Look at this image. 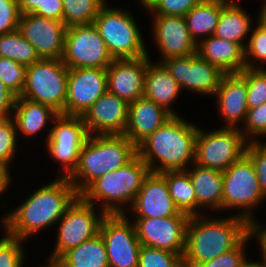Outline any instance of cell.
<instances>
[{
	"instance_id": "6da1fadb",
	"label": "cell",
	"mask_w": 266,
	"mask_h": 267,
	"mask_svg": "<svg viewBox=\"0 0 266 267\" xmlns=\"http://www.w3.org/2000/svg\"><path fill=\"white\" fill-rule=\"evenodd\" d=\"M32 193L16 209L5 214L2 220L4 232L23 241H27L36 232L57 224L80 196L70 180L62 176Z\"/></svg>"
},
{
	"instance_id": "7a4b0ae2",
	"label": "cell",
	"mask_w": 266,
	"mask_h": 267,
	"mask_svg": "<svg viewBox=\"0 0 266 267\" xmlns=\"http://www.w3.org/2000/svg\"><path fill=\"white\" fill-rule=\"evenodd\" d=\"M250 233V223L243 217H189L186 226L183 266L195 267L235 248Z\"/></svg>"
},
{
	"instance_id": "3957f363",
	"label": "cell",
	"mask_w": 266,
	"mask_h": 267,
	"mask_svg": "<svg viewBox=\"0 0 266 267\" xmlns=\"http://www.w3.org/2000/svg\"><path fill=\"white\" fill-rule=\"evenodd\" d=\"M197 131V124L173 115L137 146V155L150 172L186 170L195 160Z\"/></svg>"
},
{
	"instance_id": "277c9868",
	"label": "cell",
	"mask_w": 266,
	"mask_h": 267,
	"mask_svg": "<svg viewBox=\"0 0 266 267\" xmlns=\"http://www.w3.org/2000/svg\"><path fill=\"white\" fill-rule=\"evenodd\" d=\"M137 155V147L124 135H91L84 141L74 171L67 177L80 195L106 172L123 167Z\"/></svg>"
},
{
	"instance_id": "5b68a950",
	"label": "cell",
	"mask_w": 266,
	"mask_h": 267,
	"mask_svg": "<svg viewBox=\"0 0 266 267\" xmlns=\"http://www.w3.org/2000/svg\"><path fill=\"white\" fill-rule=\"evenodd\" d=\"M149 172L145 162L136 155L123 167L106 172L94 180L80 197L90 204L101 203L99 209L106 214H125V205H133Z\"/></svg>"
},
{
	"instance_id": "8992f818",
	"label": "cell",
	"mask_w": 266,
	"mask_h": 267,
	"mask_svg": "<svg viewBox=\"0 0 266 267\" xmlns=\"http://www.w3.org/2000/svg\"><path fill=\"white\" fill-rule=\"evenodd\" d=\"M113 59H134L148 55L140 29L131 12L101 7L94 20Z\"/></svg>"
},
{
	"instance_id": "52a82bcc",
	"label": "cell",
	"mask_w": 266,
	"mask_h": 267,
	"mask_svg": "<svg viewBox=\"0 0 266 267\" xmlns=\"http://www.w3.org/2000/svg\"><path fill=\"white\" fill-rule=\"evenodd\" d=\"M68 74L62 59H41L27 66L24 88L16 98L42 103L65 115Z\"/></svg>"
},
{
	"instance_id": "ba28073f",
	"label": "cell",
	"mask_w": 266,
	"mask_h": 267,
	"mask_svg": "<svg viewBox=\"0 0 266 267\" xmlns=\"http://www.w3.org/2000/svg\"><path fill=\"white\" fill-rule=\"evenodd\" d=\"M223 174L222 209H240L237 216L245 218L249 223L255 220L253 210L266 196L263 194L251 159L244 154L234 162ZM242 209V211H241Z\"/></svg>"
},
{
	"instance_id": "9c48e42d",
	"label": "cell",
	"mask_w": 266,
	"mask_h": 267,
	"mask_svg": "<svg viewBox=\"0 0 266 267\" xmlns=\"http://www.w3.org/2000/svg\"><path fill=\"white\" fill-rule=\"evenodd\" d=\"M240 128L222 127L206 132L198 127L194 163L222 172L228 169L245 154L248 141Z\"/></svg>"
},
{
	"instance_id": "30bf717a",
	"label": "cell",
	"mask_w": 266,
	"mask_h": 267,
	"mask_svg": "<svg viewBox=\"0 0 266 267\" xmlns=\"http://www.w3.org/2000/svg\"><path fill=\"white\" fill-rule=\"evenodd\" d=\"M96 211L94 204L79 196L59 219L56 245L47 258L58 260L69 249L99 234L106 213L101 211L98 215Z\"/></svg>"
},
{
	"instance_id": "8fae6325",
	"label": "cell",
	"mask_w": 266,
	"mask_h": 267,
	"mask_svg": "<svg viewBox=\"0 0 266 267\" xmlns=\"http://www.w3.org/2000/svg\"><path fill=\"white\" fill-rule=\"evenodd\" d=\"M61 59L68 69H106L114 60L94 23L67 27Z\"/></svg>"
},
{
	"instance_id": "7c38bea8",
	"label": "cell",
	"mask_w": 266,
	"mask_h": 267,
	"mask_svg": "<svg viewBox=\"0 0 266 267\" xmlns=\"http://www.w3.org/2000/svg\"><path fill=\"white\" fill-rule=\"evenodd\" d=\"M46 137L47 151L51 158L62 165L61 176L68 177L76 168L79 153L88 134L81 116L59 114Z\"/></svg>"
},
{
	"instance_id": "4fadbf2b",
	"label": "cell",
	"mask_w": 266,
	"mask_h": 267,
	"mask_svg": "<svg viewBox=\"0 0 266 267\" xmlns=\"http://www.w3.org/2000/svg\"><path fill=\"white\" fill-rule=\"evenodd\" d=\"M109 267H138L141 243L133 222L125 214H106L100 231Z\"/></svg>"
},
{
	"instance_id": "5bb4252c",
	"label": "cell",
	"mask_w": 266,
	"mask_h": 267,
	"mask_svg": "<svg viewBox=\"0 0 266 267\" xmlns=\"http://www.w3.org/2000/svg\"><path fill=\"white\" fill-rule=\"evenodd\" d=\"M181 90L188 89L203 96H213L225 74L218 66L210 64L197 53L171 57L161 62Z\"/></svg>"
},
{
	"instance_id": "9a60e30c",
	"label": "cell",
	"mask_w": 266,
	"mask_h": 267,
	"mask_svg": "<svg viewBox=\"0 0 266 267\" xmlns=\"http://www.w3.org/2000/svg\"><path fill=\"white\" fill-rule=\"evenodd\" d=\"M189 215L167 218H134V226L141 245L164 249L183 257L186 226Z\"/></svg>"
},
{
	"instance_id": "2e32d148",
	"label": "cell",
	"mask_w": 266,
	"mask_h": 267,
	"mask_svg": "<svg viewBox=\"0 0 266 267\" xmlns=\"http://www.w3.org/2000/svg\"><path fill=\"white\" fill-rule=\"evenodd\" d=\"M106 91V69H69L65 115L82 116Z\"/></svg>"
},
{
	"instance_id": "e0dca14e",
	"label": "cell",
	"mask_w": 266,
	"mask_h": 267,
	"mask_svg": "<svg viewBox=\"0 0 266 267\" xmlns=\"http://www.w3.org/2000/svg\"><path fill=\"white\" fill-rule=\"evenodd\" d=\"M18 30L41 59H61L67 27L62 21L35 14L20 16Z\"/></svg>"
},
{
	"instance_id": "ac0fdd59",
	"label": "cell",
	"mask_w": 266,
	"mask_h": 267,
	"mask_svg": "<svg viewBox=\"0 0 266 267\" xmlns=\"http://www.w3.org/2000/svg\"><path fill=\"white\" fill-rule=\"evenodd\" d=\"M129 104L108 90L81 116L88 136L124 134Z\"/></svg>"
},
{
	"instance_id": "d6986e66",
	"label": "cell",
	"mask_w": 266,
	"mask_h": 267,
	"mask_svg": "<svg viewBox=\"0 0 266 267\" xmlns=\"http://www.w3.org/2000/svg\"><path fill=\"white\" fill-rule=\"evenodd\" d=\"M149 61V54L134 59H114L106 68L107 90L128 104L142 97Z\"/></svg>"
},
{
	"instance_id": "ffe728a7",
	"label": "cell",
	"mask_w": 266,
	"mask_h": 267,
	"mask_svg": "<svg viewBox=\"0 0 266 267\" xmlns=\"http://www.w3.org/2000/svg\"><path fill=\"white\" fill-rule=\"evenodd\" d=\"M129 209L136 214V218H167L175 215H188L180 212L174 204L165 178L160 173L154 172H149L145 177L141 189Z\"/></svg>"
},
{
	"instance_id": "44dd1931",
	"label": "cell",
	"mask_w": 266,
	"mask_h": 267,
	"mask_svg": "<svg viewBox=\"0 0 266 267\" xmlns=\"http://www.w3.org/2000/svg\"><path fill=\"white\" fill-rule=\"evenodd\" d=\"M154 42L161 52L162 62L171 57L195 54L197 44L190 36L184 16L153 14Z\"/></svg>"
},
{
	"instance_id": "7402d4cb",
	"label": "cell",
	"mask_w": 266,
	"mask_h": 267,
	"mask_svg": "<svg viewBox=\"0 0 266 267\" xmlns=\"http://www.w3.org/2000/svg\"><path fill=\"white\" fill-rule=\"evenodd\" d=\"M213 96L217 98L218 112L225 121L224 127L238 128V123L245 122L248 111L247 86L240 73H225Z\"/></svg>"
},
{
	"instance_id": "603a6c76",
	"label": "cell",
	"mask_w": 266,
	"mask_h": 267,
	"mask_svg": "<svg viewBox=\"0 0 266 267\" xmlns=\"http://www.w3.org/2000/svg\"><path fill=\"white\" fill-rule=\"evenodd\" d=\"M173 115L145 96L129 104L124 135L137 147Z\"/></svg>"
},
{
	"instance_id": "cb8c5ba5",
	"label": "cell",
	"mask_w": 266,
	"mask_h": 267,
	"mask_svg": "<svg viewBox=\"0 0 266 267\" xmlns=\"http://www.w3.org/2000/svg\"><path fill=\"white\" fill-rule=\"evenodd\" d=\"M199 39L196 53L210 64L218 66L224 73H240L246 68L244 49L239 44L213 35Z\"/></svg>"
},
{
	"instance_id": "d4e9b609",
	"label": "cell",
	"mask_w": 266,
	"mask_h": 267,
	"mask_svg": "<svg viewBox=\"0 0 266 267\" xmlns=\"http://www.w3.org/2000/svg\"><path fill=\"white\" fill-rule=\"evenodd\" d=\"M151 61L148 62L145 72L143 96L162 106L172 115H179L170 107L182 91L179 84L162 63L155 64Z\"/></svg>"
},
{
	"instance_id": "484cf974",
	"label": "cell",
	"mask_w": 266,
	"mask_h": 267,
	"mask_svg": "<svg viewBox=\"0 0 266 267\" xmlns=\"http://www.w3.org/2000/svg\"><path fill=\"white\" fill-rule=\"evenodd\" d=\"M191 170L187 168L195 190L198 215L201 208L211 210H222L223 198V174L222 171L213 168L203 167L196 163Z\"/></svg>"
},
{
	"instance_id": "4316f807",
	"label": "cell",
	"mask_w": 266,
	"mask_h": 267,
	"mask_svg": "<svg viewBox=\"0 0 266 267\" xmlns=\"http://www.w3.org/2000/svg\"><path fill=\"white\" fill-rule=\"evenodd\" d=\"M238 1L221 0V12L213 36L239 44L243 49L246 35L251 32V18Z\"/></svg>"
},
{
	"instance_id": "83f0119b",
	"label": "cell",
	"mask_w": 266,
	"mask_h": 267,
	"mask_svg": "<svg viewBox=\"0 0 266 267\" xmlns=\"http://www.w3.org/2000/svg\"><path fill=\"white\" fill-rule=\"evenodd\" d=\"M13 110L11 118L16 132L19 131L27 138L41 132L49 124V119L53 121L59 115L47 105L24 98H16Z\"/></svg>"
},
{
	"instance_id": "f1b7e54d",
	"label": "cell",
	"mask_w": 266,
	"mask_h": 267,
	"mask_svg": "<svg viewBox=\"0 0 266 267\" xmlns=\"http://www.w3.org/2000/svg\"><path fill=\"white\" fill-rule=\"evenodd\" d=\"M221 12V0H203L185 15L190 36L196 44L214 34Z\"/></svg>"
},
{
	"instance_id": "f546056e",
	"label": "cell",
	"mask_w": 266,
	"mask_h": 267,
	"mask_svg": "<svg viewBox=\"0 0 266 267\" xmlns=\"http://www.w3.org/2000/svg\"><path fill=\"white\" fill-rule=\"evenodd\" d=\"M57 261L64 267H109L106 246L100 233L69 249Z\"/></svg>"
},
{
	"instance_id": "4dcf8cb0",
	"label": "cell",
	"mask_w": 266,
	"mask_h": 267,
	"mask_svg": "<svg viewBox=\"0 0 266 267\" xmlns=\"http://www.w3.org/2000/svg\"><path fill=\"white\" fill-rule=\"evenodd\" d=\"M160 174L165 178L169 194L179 211L189 216L198 215L196 194L188 171H165Z\"/></svg>"
},
{
	"instance_id": "1f68e13d",
	"label": "cell",
	"mask_w": 266,
	"mask_h": 267,
	"mask_svg": "<svg viewBox=\"0 0 266 267\" xmlns=\"http://www.w3.org/2000/svg\"><path fill=\"white\" fill-rule=\"evenodd\" d=\"M0 57L11 59L26 67L41 60L36 49L18 29L0 35Z\"/></svg>"
},
{
	"instance_id": "d6a6232c",
	"label": "cell",
	"mask_w": 266,
	"mask_h": 267,
	"mask_svg": "<svg viewBox=\"0 0 266 267\" xmlns=\"http://www.w3.org/2000/svg\"><path fill=\"white\" fill-rule=\"evenodd\" d=\"M66 27L93 24L106 0H62Z\"/></svg>"
},
{
	"instance_id": "836d02e7",
	"label": "cell",
	"mask_w": 266,
	"mask_h": 267,
	"mask_svg": "<svg viewBox=\"0 0 266 267\" xmlns=\"http://www.w3.org/2000/svg\"><path fill=\"white\" fill-rule=\"evenodd\" d=\"M256 27L251 29V35L244 49L246 68H265L266 64V25L257 18ZM261 62L259 67L254 63ZM252 61V62H251ZM254 62V63H253ZM263 64V65H262Z\"/></svg>"
},
{
	"instance_id": "e575fe53",
	"label": "cell",
	"mask_w": 266,
	"mask_h": 267,
	"mask_svg": "<svg viewBox=\"0 0 266 267\" xmlns=\"http://www.w3.org/2000/svg\"><path fill=\"white\" fill-rule=\"evenodd\" d=\"M240 74L246 80L248 109L266 103V68H244Z\"/></svg>"
},
{
	"instance_id": "d590c367",
	"label": "cell",
	"mask_w": 266,
	"mask_h": 267,
	"mask_svg": "<svg viewBox=\"0 0 266 267\" xmlns=\"http://www.w3.org/2000/svg\"><path fill=\"white\" fill-rule=\"evenodd\" d=\"M138 267H184L183 257L164 249L142 245Z\"/></svg>"
},
{
	"instance_id": "8d00e7d4",
	"label": "cell",
	"mask_w": 266,
	"mask_h": 267,
	"mask_svg": "<svg viewBox=\"0 0 266 267\" xmlns=\"http://www.w3.org/2000/svg\"><path fill=\"white\" fill-rule=\"evenodd\" d=\"M26 68L16 61L0 57V80L16 97L21 95L24 88Z\"/></svg>"
},
{
	"instance_id": "74e56055",
	"label": "cell",
	"mask_w": 266,
	"mask_h": 267,
	"mask_svg": "<svg viewBox=\"0 0 266 267\" xmlns=\"http://www.w3.org/2000/svg\"><path fill=\"white\" fill-rule=\"evenodd\" d=\"M203 0H146L142 7L152 14L184 16L191 8Z\"/></svg>"
},
{
	"instance_id": "f35d334b",
	"label": "cell",
	"mask_w": 266,
	"mask_h": 267,
	"mask_svg": "<svg viewBox=\"0 0 266 267\" xmlns=\"http://www.w3.org/2000/svg\"><path fill=\"white\" fill-rule=\"evenodd\" d=\"M23 240L4 234L0 239V267H23L24 265Z\"/></svg>"
},
{
	"instance_id": "ab89813d",
	"label": "cell",
	"mask_w": 266,
	"mask_h": 267,
	"mask_svg": "<svg viewBox=\"0 0 266 267\" xmlns=\"http://www.w3.org/2000/svg\"><path fill=\"white\" fill-rule=\"evenodd\" d=\"M242 129L240 131L248 142H258L261 136L266 137V103L248 109Z\"/></svg>"
},
{
	"instance_id": "60d3db41",
	"label": "cell",
	"mask_w": 266,
	"mask_h": 267,
	"mask_svg": "<svg viewBox=\"0 0 266 267\" xmlns=\"http://www.w3.org/2000/svg\"><path fill=\"white\" fill-rule=\"evenodd\" d=\"M17 132L13 119H0V162L10 165L17 151Z\"/></svg>"
},
{
	"instance_id": "b9f144b4",
	"label": "cell",
	"mask_w": 266,
	"mask_h": 267,
	"mask_svg": "<svg viewBox=\"0 0 266 267\" xmlns=\"http://www.w3.org/2000/svg\"><path fill=\"white\" fill-rule=\"evenodd\" d=\"M261 141L248 142L245 154L251 159L260 188L266 196V142Z\"/></svg>"
},
{
	"instance_id": "7bdbcfd3",
	"label": "cell",
	"mask_w": 266,
	"mask_h": 267,
	"mask_svg": "<svg viewBox=\"0 0 266 267\" xmlns=\"http://www.w3.org/2000/svg\"><path fill=\"white\" fill-rule=\"evenodd\" d=\"M252 237L249 233L235 248L225 252L213 260L201 263L195 267H237L238 264L246 257L245 243Z\"/></svg>"
},
{
	"instance_id": "ee69618b",
	"label": "cell",
	"mask_w": 266,
	"mask_h": 267,
	"mask_svg": "<svg viewBox=\"0 0 266 267\" xmlns=\"http://www.w3.org/2000/svg\"><path fill=\"white\" fill-rule=\"evenodd\" d=\"M20 16L18 0H0V35L17 30Z\"/></svg>"
},
{
	"instance_id": "f6af8a7d",
	"label": "cell",
	"mask_w": 266,
	"mask_h": 267,
	"mask_svg": "<svg viewBox=\"0 0 266 267\" xmlns=\"http://www.w3.org/2000/svg\"><path fill=\"white\" fill-rule=\"evenodd\" d=\"M15 100L16 96L0 80V119L10 118V110L13 111Z\"/></svg>"
},
{
	"instance_id": "bcb514c9",
	"label": "cell",
	"mask_w": 266,
	"mask_h": 267,
	"mask_svg": "<svg viewBox=\"0 0 266 267\" xmlns=\"http://www.w3.org/2000/svg\"><path fill=\"white\" fill-rule=\"evenodd\" d=\"M34 14L63 22V2L62 0H46L45 11H36Z\"/></svg>"
},
{
	"instance_id": "7dc6e473",
	"label": "cell",
	"mask_w": 266,
	"mask_h": 267,
	"mask_svg": "<svg viewBox=\"0 0 266 267\" xmlns=\"http://www.w3.org/2000/svg\"><path fill=\"white\" fill-rule=\"evenodd\" d=\"M256 220H253L250 223V233L252 237H256L258 244H259V250H261L262 255V262L263 266L266 267V227L263 226L260 222ZM262 225V226H261Z\"/></svg>"
},
{
	"instance_id": "c3c4849f",
	"label": "cell",
	"mask_w": 266,
	"mask_h": 267,
	"mask_svg": "<svg viewBox=\"0 0 266 267\" xmlns=\"http://www.w3.org/2000/svg\"><path fill=\"white\" fill-rule=\"evenodd\" d=\"M46 0H18L21 15L34 14L36 11H45Z\"/></svg>"
},
{
	"instance_id": "681fc988",
	"label": "cell",
	"mask_w": 266,
	"mask_h": 267,
	"mask_svg": "<svg viewBox=\"0 0 266 267\" xmlns=\"http://www.w3.org/2000/svg\"><path fill=\"white\" fill-rule=\"evenodd\" d=\"M10 179V166L0 162V195L11 185Z\"/></svg>"
},
{
	"instance_id": "f907efd6",
	"label": "cell",
	"mask_w": 266,
	"mask_h": 267,
	"mask_svg": "<svg viewBox=\"0 0 266 267\" xmlns=\"http://www.w3.org/2000/svg\"><path fill=\"white\" fill-rule=\"evenodd\" d=\"M248 257H245L239 264L237 267H264L263 266V262H251V260H247Z\"/></svg>"
},
{
	"instance_id": "816d5d0a",
	"label": "cell",
	"mask_w": 266,
	"mask_h": 267,
	"mask_svg": "<svg viewBox=\"0 0 266 267\" xmlns=\"http://www.w3.org/2000/svg\"><path fill=\"white\" fill-rule=\"evenodd\" d=\"M262 4L258 18L266 25V0H263Z\"/></svg>"
},
{
	"instance_id": "f5cc1de1",
	"label": "cell",
	"mask_w": 266,
	"mask_h": 267,
	"mask_svg": "<svg viewBox=\"0 0 266 267\" xmlns=\"http://www.w3.org/2000/svg\"><path fill=\"white\" fill-rule=\"evenodd\" d=\"M48 260V265L47 267H64L59 261L57 260H50V259H47ZM43 267H46V266H43Z\"/></svg>"
},
{
	"instance_id": "db71d44e",
	"label": "cell",
	"mask_w": 266,
	"mask_h": 267,
	"mask_svg": "<svg viewBox=\"0 0 266 267\" xmlns=\"http://www.w3.org/2000/svg\"><path fill=\"white\" fill-rule=\"evenodd\" d=\"M139 1L144 4L146 0H139Z\"/></svg>"
}]
</instances>
